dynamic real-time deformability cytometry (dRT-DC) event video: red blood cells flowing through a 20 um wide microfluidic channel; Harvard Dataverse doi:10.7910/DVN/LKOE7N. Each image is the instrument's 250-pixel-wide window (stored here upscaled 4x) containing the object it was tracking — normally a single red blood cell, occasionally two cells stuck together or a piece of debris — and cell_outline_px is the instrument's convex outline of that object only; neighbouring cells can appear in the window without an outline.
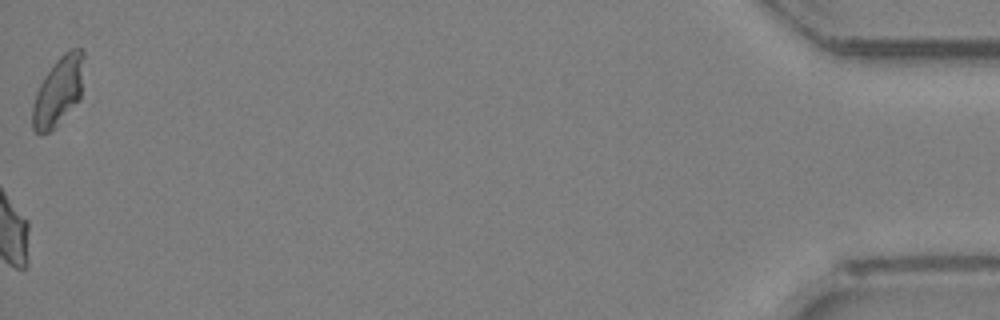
{"species": "Egyptian fruit bat (a non-hibernating species)", "species_latin": "Rousettus aegyptiacus", "temperature_condition": "room temperature", "stored_images_in_passage": 31, "camera_frame_rate_fps": 3000, "um_per_image_px": 0.085, "animal": {"sex": "female"}, "frame": {"image": 1, "passage_image": 31, "time_ms": 10.0, "image_size_px": [1000, 320], "cell_outline_px": [[84, 56], [80, 100], [56, 128], [40, 136], [32, 128], [32, 104], [36, 92], [44, 76], [56, 60], [64, 52], [72, 48], [80, 48], [84, 52]], "centroid_in_image_um": [4.95, 7.79], "position_along_channel_um": 430.2, "area_um2": 20.98}}